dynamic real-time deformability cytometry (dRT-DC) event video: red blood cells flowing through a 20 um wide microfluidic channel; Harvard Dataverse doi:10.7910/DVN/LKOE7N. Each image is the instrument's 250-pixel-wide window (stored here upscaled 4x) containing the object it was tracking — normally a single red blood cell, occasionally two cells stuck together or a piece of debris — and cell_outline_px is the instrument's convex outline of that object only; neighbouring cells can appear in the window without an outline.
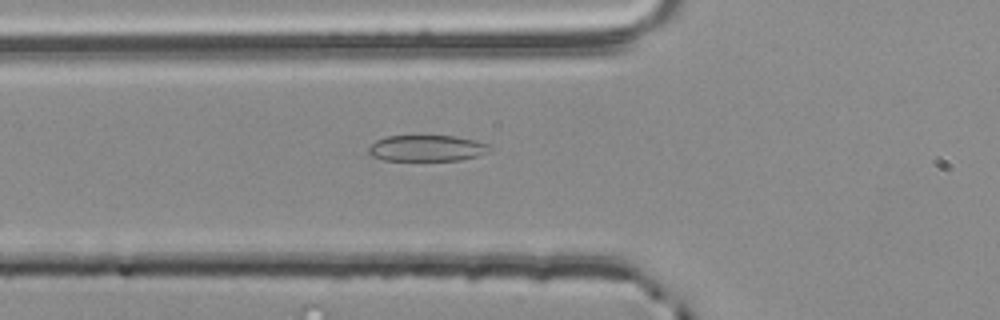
{"species": "common noctule bat (a hibernating species)", "species_latin": "Nyctalus noctula", "temperature_condition": "room temperature", "stored_images_in_passage": 37, "camera_frame_rate_fps": 3000, "um_per_image_px": 0.085, "animal": {"sex": "male", "body_mass_g": 20.4}, "frame": {"image": 1, "passage_image": 2, "time_ms": 0.333, "image_size_px": [1000, 320], "cell_outline_px": [[492, 148], [488, 152], [476, 156], [460, 160], [384, 160], [372, 156], [368, 152], [368, 148], [376, 140], [388, 136], [456, 136], [476, 140], [488, 144]], "centroid_in_image_um": [36.3, 12.59], "position_along_channel_um": 89.5, "area_um2": 18.38}}
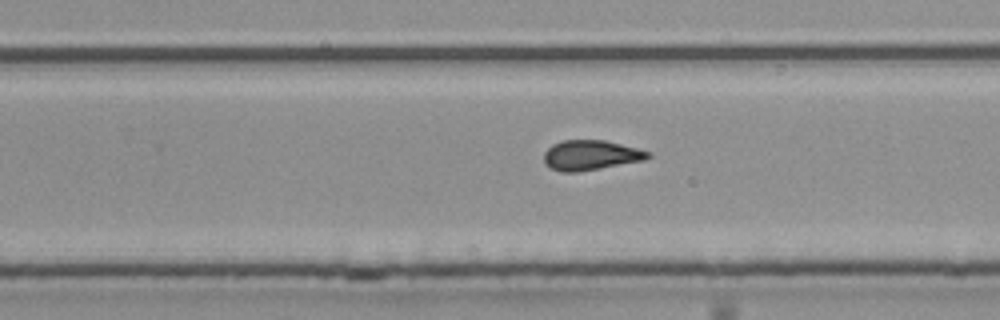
{"frame": {"image": 2, "passage_image": 17, "time_ms": 5.333, "image_size_px": [1000, 320], "cell_outline_px": [[652, 156], [644, 160], [580, 172], [560, 172], [544, 164], [544, 152], [552, 144], [560, 140], [604, 140], [652, 152]], "centroid_in_image_um": [50.19, 13.19], "position_along_channel_um": 279.6, "area_um2": 18.26}}
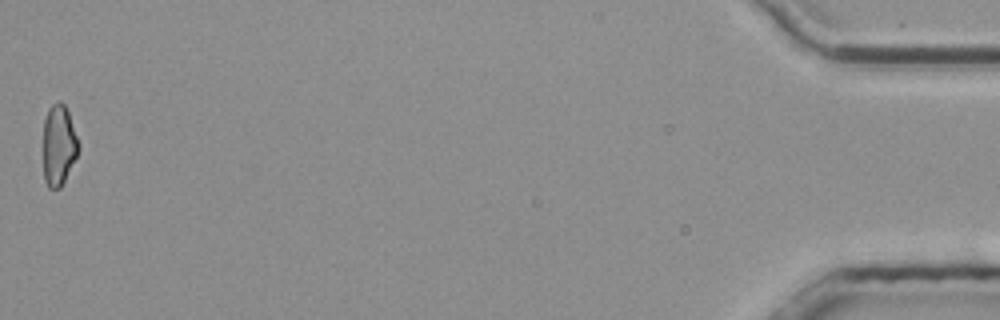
{"frame": {"image": 3, "passage_image": 37, "time_ms": 12.0, "image_size_px": [1000, 320], "cell_outline_px": [[80, 148], [60, 188], [48, 188], [44, 180], [44, 120], [48, 108], [56, 100], [60, 100], [64, 104], [68, 112], [80, 144]], "centroid_in_image_um": [4.99, 12.3], "position_along_channel_um": 430.2, "area_um2": 16.53}}